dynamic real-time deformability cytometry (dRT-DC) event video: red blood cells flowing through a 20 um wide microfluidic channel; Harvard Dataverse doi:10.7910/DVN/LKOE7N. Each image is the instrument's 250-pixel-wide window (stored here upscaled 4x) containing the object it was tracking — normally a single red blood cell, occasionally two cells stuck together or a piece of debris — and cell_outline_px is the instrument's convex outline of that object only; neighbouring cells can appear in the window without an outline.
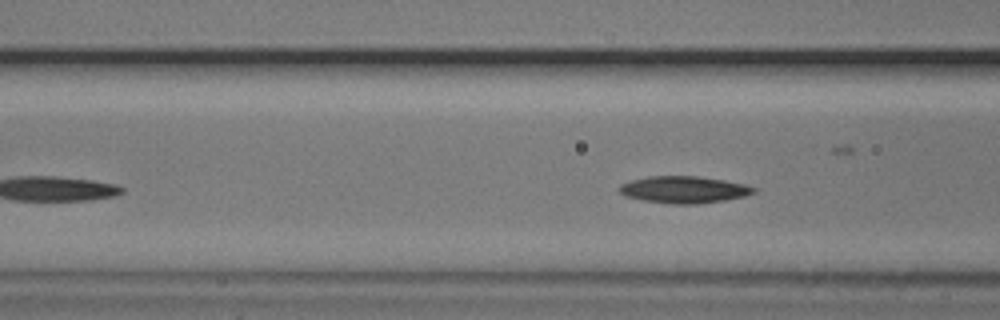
{"species": "common noctule bat (a hibernating species)", "species_latin": "Nyctalus noctula", "temperature_condition": "cold", "stored_images_in_passage": 4, "camera_frame_rate_fps": 3000, "um_per_image_px": 0.085, "animal": {"sex": "male", "body_mass_g": 20.5, "forearm_length_mm": 52.5}, "frame": {"image": 1, "passage_image": 4, "time_ms": 1.0, "image_size_px": [1000, 320], "cell_outline_px": [[756, 192], [744, 196], [724, 200], [696, 204], [672, 204], [644, 200], [624, 196], [620, 192], [620, 184], [632, 180], [648, 176], [696, 176], [724, 180], [744, 184], [756, 188]], "centroid_in_image_um": [58.13, 16.12], "position_along_channel_um": 108.5, "area_um2": 20.92}}